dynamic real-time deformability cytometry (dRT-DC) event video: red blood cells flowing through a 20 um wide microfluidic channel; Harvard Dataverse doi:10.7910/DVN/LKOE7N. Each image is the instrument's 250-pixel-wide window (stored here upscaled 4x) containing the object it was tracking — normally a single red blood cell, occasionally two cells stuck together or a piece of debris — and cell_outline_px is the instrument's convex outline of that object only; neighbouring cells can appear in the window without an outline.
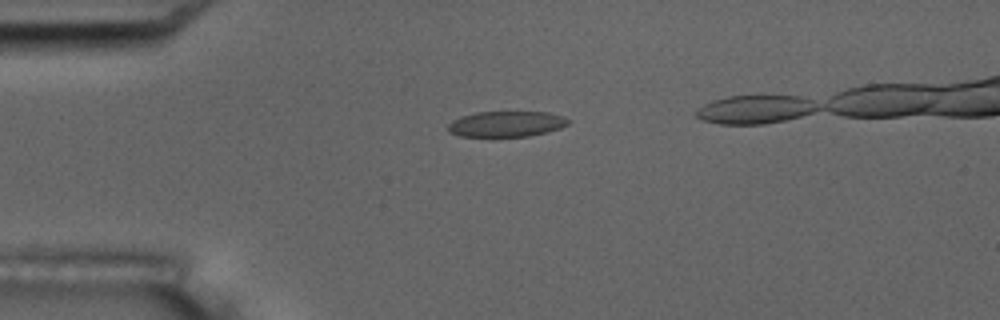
{"species": "common noctule bat (a hibernating species)", "species_latin": "Nyctalus noctula", "temperature_condition": "room temperature", "stored_images_in_passage": 6, "camera_frame_rate_fps": 3000, "um_per_image_px": 0.085, "animal": {"sex": "male", "body_mass_g": 17.5, "forearm_length_mm": 52.3}, "frame": {"image": 1, "passage_image": 4, "time_ms": 3.333, "image_size_px": [1000, 320], "cell_outline_px": [[572, 120], [568, 124], [560, 128], [528, 136], [460, 136], [448, 132], [448, 124], [452, 120], [460, 116], [476, 112], [548, 112]], "centroid_in_image_um": [43.0, 10.53], "position_along_channel_um": 42.0, "area_um2": 17.86}}